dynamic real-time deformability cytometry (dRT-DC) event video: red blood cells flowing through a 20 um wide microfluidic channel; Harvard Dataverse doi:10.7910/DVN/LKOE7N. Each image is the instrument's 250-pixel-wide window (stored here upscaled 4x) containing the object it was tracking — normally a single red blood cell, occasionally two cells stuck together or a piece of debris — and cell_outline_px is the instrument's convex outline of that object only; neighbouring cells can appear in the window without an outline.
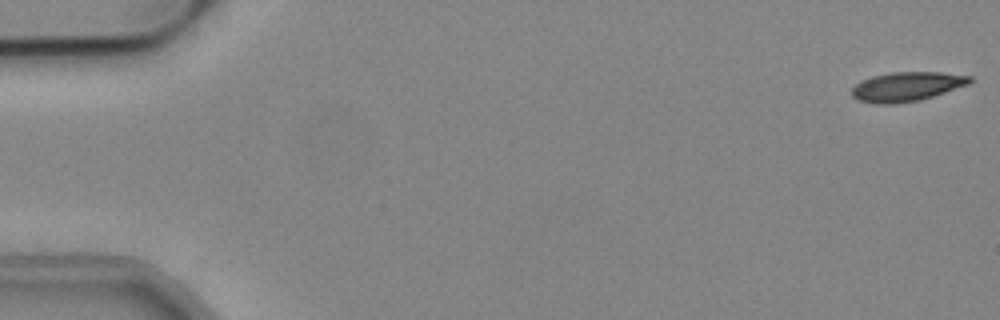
{"species": "common noctule bat (a hibernating species)", "species_latin": "Nyctalus noctula", "temperature_condition": "cold", "stored_images_in_passage": 53, "camera_frame_rate_fps": 3000, "um_per_image_px": 0.085, "animal": {"sex": "male", "body_mass_g": 19.2, "forearm_length_mm": 51.8}, "frame": {"image": 1, "passage_image": 1, "time_ms": 0.0, "image_size_px": [1000, 320], "cell_outline_px": [[972, 80], [968, 84], [920, 100], [892, 104], [876, 104], [856, 100], [852, 96], [852, 88], [860, 80], [872, 76], [888, 72], [940, 72], [972, 76]], "centroid_in_image_um": [77.02, 7.35], "position_along_channel_um": 8.0, "area_um2": 20.17}}
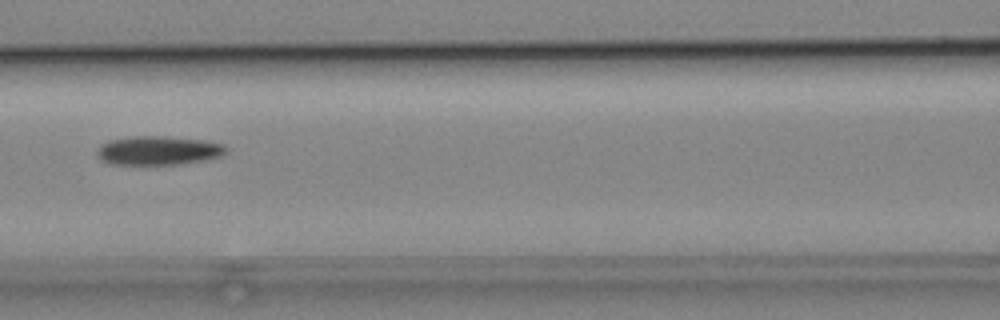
{"frame": {"image": 2, "passage_image": 24, "time_ms": 7.667, "image_size_px": [1000, 320], "cell_outline_px": [[228, 152], [220, 156], [204, 160], [180, 164], [108, 164], [100, 160], [96, 156], [96, 148], [100, 144], [108, 140], [132, 136], [164, 136], [204, 140], [224, 144], [228, 148]], "centroid_in_image_um": [13.42, 12.79], "position_along_channel_um": 153.2, "area_um2": 22.08}}
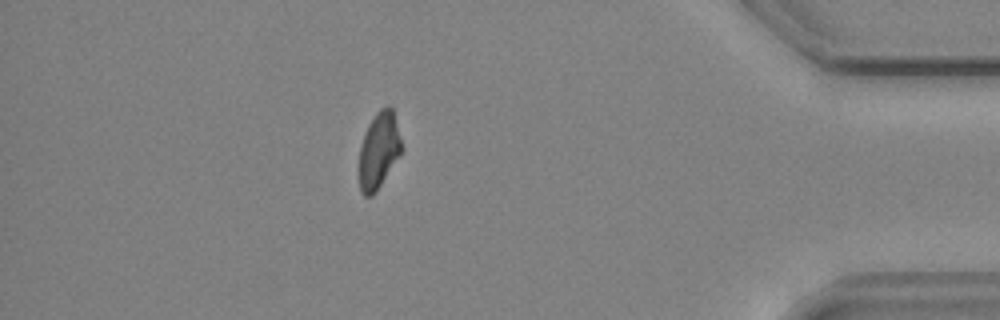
{"frame": {"image": 3, "passage_image": 47, "time_ms": 15.333, "image_size_px": [1000, 320], "cell_outline_px": [[404, 148], [400, 156], [376, 192], [372, 196], [364, 196], [360, 192], [356, 168], [360, 144], [368, 124], [376, 112], [380, 108], [388, 104], [392, 108]], "centroid_in_image_um": [32.16, 12.82], "position_along_channel_um": 403.0, "area_um2": 19.77}}